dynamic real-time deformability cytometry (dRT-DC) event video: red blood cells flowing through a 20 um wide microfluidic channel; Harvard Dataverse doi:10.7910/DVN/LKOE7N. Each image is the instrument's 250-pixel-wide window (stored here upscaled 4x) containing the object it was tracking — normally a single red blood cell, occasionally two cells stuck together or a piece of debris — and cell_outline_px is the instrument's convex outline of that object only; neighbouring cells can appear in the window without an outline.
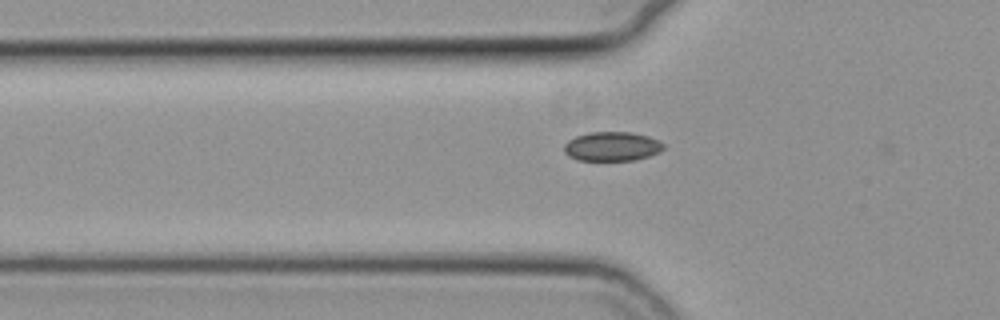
{"species": "common noctule bat (a hibernating species)", "species_latin": "Nyctalus noctula", "temperature_condition": "cold", "stored_images_in_passage": 35, "camera_frame_rate_fps": 3000, "um_per_image_px": 0.085, "animal": {"sex": "female", "body_mass_g": 19.3, "forearm_length_mm": 54.1}, "frame": {"image": 1, "passage_image": 2, "time_ms": 0.333, "image_size_px": [1000, 320], "cell_outline_px": [[664, 148], [660, 152], [636, 160], [576, 160], [568, 156], [564, 152], [564, 144], [568, 140], [576, 136], [588, 132], [632, 132], [648, 136], [664, 144]], "centroid_in_image_um": [51.99, 12.44], "position_along_channel_um": 73.8, "area_um2": 16.99}}
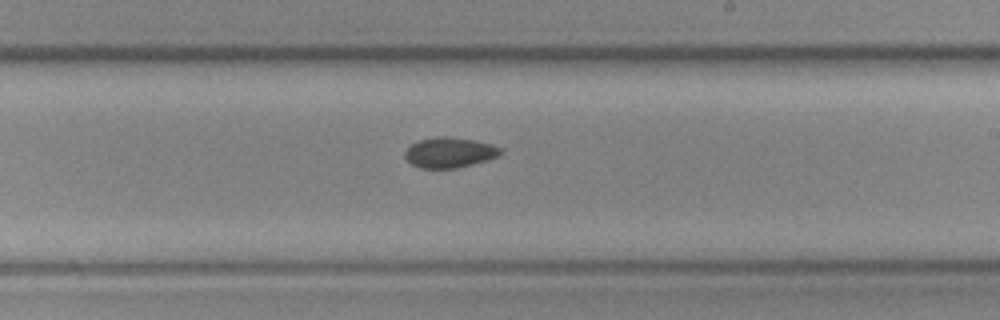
{"frame": {"image": 2, "passage_image": 16, "time_ms": 5.0, "image_size_px": [1000, 320], "cell_outline_px": [[504, 152], [500, 156], [488, 160], [456, 168], [420, 168], [412, 164], [404, 156], [404, 152], [412, 144], [420, 140], [444, 136], [472, 140], [488, 144], [500, 148]], "centroid_in_image_um": [38.22, 12.98], "position_along_channel_um": 250.8, "area_um2": 16.59}}
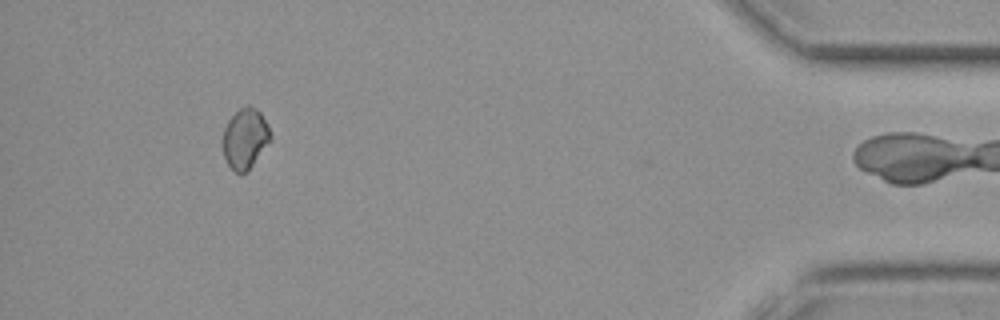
{"frame": {"image": 3, "passage_image": 34, "time_ms": 11.0, "image_size_px": [1000, 320], "cell_outline_px": [[272, 140], [252, 164], [240, 176], [228, 164], [224, 156], [220, 144], [220, 140], [224, 128], [228, 120], [240, 108], [248, 104], [256, 108], [260, 112], [272, 136]], "centroid_in_image_um": [20.79, 11.76], "position_along_channel_um": 414.4, "area_um2": 16.88}}